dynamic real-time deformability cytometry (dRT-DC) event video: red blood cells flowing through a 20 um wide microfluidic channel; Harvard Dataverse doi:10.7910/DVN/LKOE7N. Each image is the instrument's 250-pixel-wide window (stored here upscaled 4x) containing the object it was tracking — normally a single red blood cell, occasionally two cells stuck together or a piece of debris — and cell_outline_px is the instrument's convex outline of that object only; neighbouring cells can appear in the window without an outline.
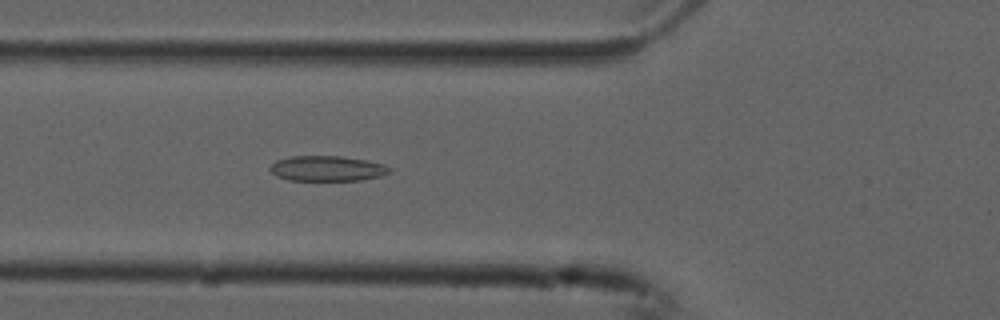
{"species": "common noctule bat (a hibernating species)", "species_latin": "Nyctalus noctula", "temperature_condition": "cold", "stored_images_in_passage": 54, "camera_frame_rate_fps": 3000, "um_per_image_px": 0.085, "animal": {"sex": "male", "forearm_length_mm": 52.5}, "frame": {"image": 1, "passage_image": 20, "time_ms": 6.333, "image_size_px": [1000, 320], "cell_outline_px": [[392, 172], [384, 176], [360, 180], [288, 180], [276, 176], [268, 168], [276, 160], [288, 156], [340, 156], [364, 160], [384, 164], [392, 168]], "centroid_in_image_um": [27.83, 14.32], "position_along_channel_um": 98.0, "area_um2": 17.74}}
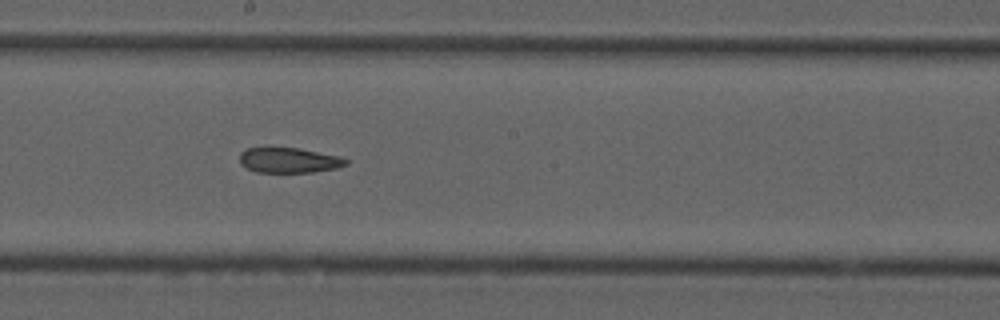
{"frame": {"image": 2, "passage_image": 30, "time_ms": 9.667, "image_size_px": [1000, 320], "cell_outline_px": [[348, 164], [336, 168], [312, 172], [256, 172], [240, 164], [240, 152], [248, 148], [300, 148], [340, 156], [348, 160]], "centroid_in_image_um": [24.58, 13.62], "position_along_channel_um": 223.6, "area_um2": 15.55}}
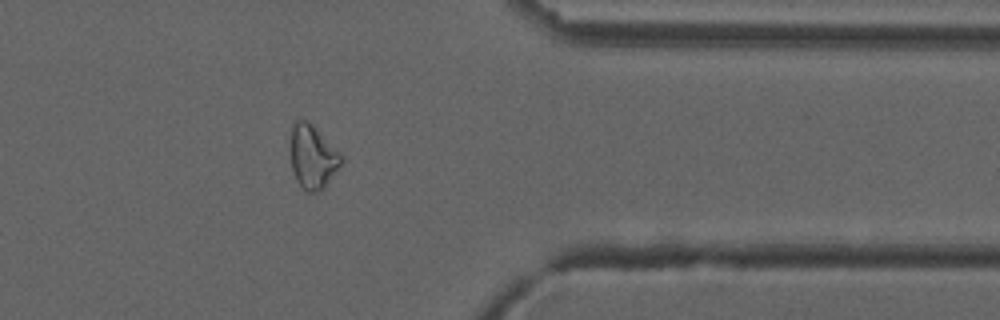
{"frame": {"image": 3, "passage_image": 44, "time_ms": 14.333, "image_size_px": [1000, 320], "cell_outline_px": [[344, 160], [324, 188], [320, 192], [308, 192], [296, 180], [292, 172], [292, 124], [296, 120], [308, 120], [344, 156]], "centroid_in_image_um": [26.61, 13.34], "position_along_channel_um": 384.8, "area_um2": 18.67}, "authors_computed_cell_mechanics": {"area_um2": 19.074, "velocity_mm_per_s": 3.7654, "shape_relaxation_time_tau1_ms": null, "shape_relaxation_time_tau2_ms": 4.3181, "deformation_change_tau1": null, "deformation_change_tau2": 0.0987}}